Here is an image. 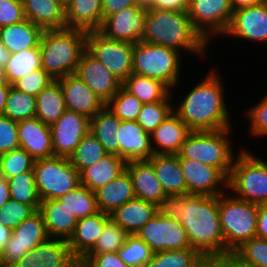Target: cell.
<instances>
[{"label": "cell", "mask_w": 267, "mask_h": 267, "mask_svg": "<svg viewBox=\"0 0 267 267\" xmlns=\"http://www.w3.org/2000/svg\"><path fill=\"white\" fill-rule=\"evenodd\" d=\"M192 250L201 259L225 258V238L219 219V196L186 194L179 220Z\"/></svg>", "instance_id": "cell-1"}, {"label": "cell", "mask_w": 267, "mask_h": 267, "mask_svg": "<svg viewBox=\"0 0 267 267\" xmlns=\"http://www.w3.org/2000/svg\"><path fill=\"white\" fill-rule=\"evenodd\" d=\"M136 235L166 267H187L201 258L192 250L182 223L158 212Z\"/></svg>", "instance_id": "cell-3"}, {"label": "cell", "mask_w": 267, "mask_h": 267, "mask_svg": "<svg viewBox=\"0 0 267 267\" xmlns=\"http://www.w3.org/2000/svg\"><path fill=\"white\" fill-rule=\"evenodd\" d=\"M10 199L11 196L8 180L0 175V208Z\"/></svg>", "instance_id": "cell-59"}, {"label": "cell", "mask_w": 267, "mask_h": 267, "mask_svg": "<svg viewBox=\"0 0 267 267\" xmlns=\"http://www.w3.org/2000/svg\"><path fill=\"white\" fill-rule=\"evenodd\" d=\"M231 258L239 267H267V240L254 237L236 249Z\"/></svg>", "instance_id": "cell-41"}, {"label": "cell", "mask_w": 267, "mask_h": 267, "mask_svg": "<svg viewBox=\"0 0 267 267\" xmlns=\"http://www.w3.org/2000/svg\"><path fill=\"white\" fill-rule=\"evenodd\" d=\"M10 55L11 53L5 48L0 36V67L4 68L10 58Z\"/></svg>", "instance_id": "cell-63"}, {"label": "cell", "mask_w": 267, "mask_h": 267, "mask_svg": "<svg viewBox=\"0 0 267 267\" xmlns=\"http://www.w3.org/2000/svg\"><path fill=\"white\" fill-rule=\"evenodd\" d=\"M102 24V0H72L66 6V28L90 32L100 30Z\"/></svg>", "instance_id": "cell-30"}, {"label": "cell", "mask_w": 267, "mask_h": 267, "mask_svg": "<svg viewBox=\"0 0 267 267\" xmlns=\"http://www.w3.org/2000/svg\"><path fill=\"white\" fill-rule=\"evenodd\" d=\"M126 170L132 179L135 197L158 205L166 195L148 160L129 161Z\"/></svg>", "instance_id": "cell-23"}, {"label": "cell", "mask_w": 267, "mask_h": 267, "mask_svg": "<svg viewBox=\"0 0 267 267\" xmlns=\"http://www.w3.org/2000/svg\"><path fill=\"white\" fill-rule=\"evenodd\" d=\"M252 135L267 136V95L248 112Z\"/></svg>", "instance_id": "cell-53"}, {"label": "cell", "mask_w": 267, "mask_h": 267, "mask_svg": "<svg viewBox=\"0 0 267 267\" xmlns=\"http://www.w3.org/2000/svg\"><path fill=\"white\" fill-rule=\"evenodd\" d=\"M54 156L69 158L81 139L90 130V119L66 109L64 114L50 125Z\"/></svg>", "instance_id": "cell-14"}, {"label": "cell", "mask_w": 267, "mask_h": 267, "mask_svg": "<svg viewBox=\"0 0 267 267\" xmlns=\"http://www.w3.org/2000/svg\"><path fill=\"white\" fill-rule=\"evenodd\" d=\"M36 118L42 123L52 125L65 112L63 92L58 80H54L36 96Z\"/></svg>", "instance_id": "cell-34"}, {"label": "cell", "mask_w": 267, "mask_h": 267, "mask_svg": "<svg viewBox=\"0 0 267 267\" xmlns=\"http://www.w3.org/2000/svg\"><path fill=\"white\" fill-rule=\"evenodd\" d=\"M19 147L35 160L54 156L50 126L38 118L17 121Z\"/></svg>", "instance_id": "cell-22"}, {"label": "cell", "mask_w": 267, "mask_h": 267, "mask_svg": "<svg viewBox=\"0 0 267 267\" xmlns=\"http://www.w3.org/2000/svg\"><path fill=\"white\" fill-rule=\"evenodd\" d=\"M131 6H137L136 0H102L103 21L108 16Z\"/></svg>", "instance_id": "cell-55"}, {"label": "cell", "mask_w": 267, "mask_h": 267, "mask_svg": "<svg viewBox=\"0 0 267 267\" xmlns=\"http://www.w3.org/2000/svg\"><path fill=\"white\" fill-rule=\"evenodd\" d=\"M143 103L123 86L106 103V107L121 121H137Z\"/></svg>", "instance_id": "cell-45"}, {"label": "cell", "mask_w": 267, "mask_h": 267, "mask_svg": "<svg viewBox=\"0 0 267 267\" xmlns=\"http://www.w3.org/2000/svg\"><path fill=\"white\" fill-rule=\"evenodd\" d=\"M230 128L213 131H191L178 154L179 158L197 160L218 168L227 178L234 162L228 137Z\"/></svg>", "instance_id": "cell-7"}, {"label": "cell", "mask_w": 267, "mask_h": 267, "mask_svg": "<svg viewBox=\"0 0 267 267\" xmlns=\"http://www.w3.org/2000/svg\"><path fill=\"white\" fill-rule=\"evenodd\" d=\"M190 0H153L150 9L187 11Z\"/></svg>", "instance_id": "cell-56"}, {"label": "cell", "mask_w": 267, "mask_h": 267, "mask_svg": "<svg viewBox=\"0 0 267 267\" xmlns=\"http://www.w3.org/2000/svg\"><path fill=\"white\" fill-rule=\"evenodd\" d=\"M57 80L63 92L66 109L91 119L106 106L75 73Z\"/></svg>", "instance_id": "cell-19"}, {"label": "cell", "mask_w": 267, "mask_h": 267, "mask_svg": "<svg viewBox=\"0 0 267 267\" xmlns=\"http://www.w3.org/2000/svg\"><path fill=\"white\" fill-rule=\"evenodd\" d=\"M12 235V230L0 223V249L3 250Z\"/></svg>", "instance_id": "cell-62"}, {"label": "cell", "mask_w": 267, "mask_h": 267, "mask_svg": "<svg viewBox=\"0 0 267 267\" xmlns=\"http://www.w3.org/2000/svg\"><path fill=\"white\" fill-rule=\"evenodd\" d=\"M137 6L146 8V9H150L153 0H136Z\"/></svg>", "instance_id": "cell-64"}, {"label": "cell", "mask_w": 267, "mask_h": 267, "mask_svg": "<svg viewBox=\"0 0 267 267\" xmlns=\"http://www.w3.org/2000/svg\"><path fill=\"white\" fill-rule=\"evenodd\" d=\"M110 214L98 212L94 215L78 219L73 235L68 243L72 254L82 259L97 243Z\"/></svg>", "instance_id": "cell-26"}, {"label": "cell", "mask_w": 267, "mask_h": 267, "mask_svg": "<svg viewBox=\"0 0 267 267\" xmlns=\"http://www.w3.org/2000/svg\"><path fill=\"white\" fill-rule=\"evenodd\" d=\"M115 134L119 141V157L126 162L149 160L154 155L151 134L137 121H121Z\"/></svg>", "instance_id": "cell-21"}, {"label": "cell", "mask_w": 267, "mask_h": 267, "mask_svg": "<svg viewBox=\"0 0 267 267\" xmlns=\"http://www.w3.org/2000/svg\"><path fill=\"white\" fill-rule=\"evenodd\" d=\"M180 52L140 41L134 44L132 73L164 83L169 89L179 82Z\"/></svg>", "instance_id": "cell-8"}, {"label": "cell", "mask_w": 267, "mask_h": 267, "mask_svg": "<svg viewBox=\"0 0 267 267\" xmlns=\"http://www.w3.org/2000/svg\"><path fill=\"white\" fill-rule=\"evenodd\" d=\"M7 180L11 199L32 205L36 210H39L42 201L36 187L33 170L19 173Z\"/></svg>", "instance_id": "cell-39"}, {"label": "cell", "mask_w": 267, "mask_h": 267, "mask_svg": "<svg viewBox=\"0 0 267 267\" xmlns=\"http://www.w3.org/2000/svg\"><path fill=\"white\" fill-rule=\"evenodd\" d=\"M53 81L54 79L43 69H36L15 81L12 84V87L16 90L36 97Z\"/></svg>", "instance_id": "cell-49"}, {"label": "cell", "mask_w": 267, "mask_h": 267, "mask_svg": "<svg viewBox=\"0 0 267 267\" xmlns=\"http://www.w3.org/2000/svg\"><path fill=\"white\" fill-rule=\"evenodd\" d=\"M190 267H239L231 258L200 259Z\"/></svg>", "instance_id": "cell-57"}, {"label": "cell", "mask_w": 267, "mask_h": 267, "mask_svg": "<svg viewBox=\"0 0 267 267\" xmlns=\"http://www.w3.org/2000/svg\"><path fill=\"white\" fill-rule=\"evenodd\" d=\"M122 86L142 103H153L165 100L171 93L162 82L132 73Z\"/></svg>", "instance_id": "cell-36"}, {"label": "cell", "mask_w": 267, "mask_h": 267, "mask_svg": "<svg viewBox=\"0 0 267 267\" xmlns=\"http://www.w3.org/2000/svg\"><path fill=\"white\" fill-rule=\"evenodd\" d=\"M25 19L23 2L0 0V27L16 24Z\"/></svg>", "instance_id": "cell-51"}, {"label": "cell", "mask_w": 267, "mask_h": 267, "mask_svg": "<svg viewBox=\"0 0 267 267\" xmlns=\"http://www.w3.org/2000/svg\"><path fill=\"white\" fill-rule=\"evenodd\" d=\"M236 159L227 187L240 199L255 204L267 203V163L245 149Z\"/></svg>", "instance_id": "cell-9"}, {"label": "cell", "mask_w": 267, "mask_h": 267, "mask_svg": "<svg viewBox=\"0 0 267 267\" xmlns=\"http://www.w3.org/2000/svg\"><path fill=\"white\" fill-rule=\"evenodd\" d=\"M262 3L265 5V7L267 9V0H263Z\"/></svg>", "instance_id": "cell-69"}, {"label": "cell", "mask_w": 267, "mask_h": 267, "mask_svg": "<svg viewBox=\"0 0 267 267\" xmlns=\"http://www.w3.org/2000/svg\"><path fill=\"white\" fill-rule=\"evenodd\" d=\"M157 212L156 204L135 198L116 208L110 213V218L129 235H133Z\"/></svg>", "instance_id": "cell-28"}, {"label": "cell", "mask_w": 267, "mask_h": 267, "mask_svg": "<svg viewBox=\"0 0 267 267\" xmlns=\"http://www.w3.org/2000/svg\"><path fill=\"white\" fill-rule=\"evenodd\" d=\"M86 263L89 267H129L117 252L95 254Z\"/></svg>", "instance_id": "cell-54"}, {"label": "cell", "mask_w": 267, "mask_h": 267, "mask_svg": "<svg viewBox=\"0 0 267 267\" xmlns=\"http://www.w3.org/2000/svg\"><path fill=\"white\" fill-rule=\"evenodd\" d=\"M190 132L188 126L172 112L151 133V143H157L160 147L152 145L154 154L178 155Z\"/></svg>", "instance_id": "cell-24"}, {"label": "cell", "mask_w": 267, "mask_h": 267, "mask_svg": "<svg viewBox=\"0 0 267 267\" xmlns=\"http://www.w3.org/2000/svg\"><path fill=\"white\" fill-rule=\"evenodd\" d=\"M256 237L267 240V203L258 204Z\"/></svg>", "instance_id": "cell-58"}, {"label": "cell", "mask_w": 267, "mask_h": 267, "mask_svg": "<svg viewBox=\"0 0 267 267\" xmlns=\"http://www.w3.org/2000/svg\"><path fill=\"white\" fill-rule=\"evenodd\" d=\"M12 87L9 83L0 84V115H3L5 104L7 102V96Z\"/></svg>", "instance_id": "cell-60"}, {"label": "cell", "mask_w": 267, "mask_h": 267, "mask_svg": "<svg viewBox=\"0 0 267 267\" xmlns=\"http://www.w3.org/2000/svg\"><path fill=\"white\" fill-rule=\"evenodd\" d=\"M128 235L124 229L110 218L106 222L97 243L81 260L86 263L95 254L117 252L124 245Z\"/></svg>", "instance_id": "cell-44"}, {"label": "cell", "mask_w": 267, "mask_h": 267, "mask_svg": "<svg viewBox=\"0 0 267 267\" xmlns=\"http://www.w3.org/2000/svg\"><path fill=\"white\" fill-rule=\"evenodd\" d=\"M108 153L103 145L89 131L77 145L74 153L69 157L71 164L81 173L85 168L98 162Z\"/></svg>", "instance_id": "cell-40"}, {"label": "cell", "mask_w": 267, "mask_h": 267, "mask_svg": "<svg viewBox=\"0 0 267 267\" xmlns=\"http://www.w3.org/2000/svg\"><path fill=\"white\" fill-rule=\"evenodd\" d=\"M171 94L163 101L143 103L137 122L151 134L173 111Z\"/></svg>", "instance_id": "cell-46"}, {"label": "cell", "mask_w": 267, "mask_h": 267, "mask_svg": "<svg viewBox=\"0 0 267 267\" xmlns=\"http://www.w3.org/2000/svg\"><path fill=\"white\" fill-rule=\"evenodd\" d=\"M227 35L249 41L267 42V9L263 3L233 12Z\"/></svg>", "instance_id": "cell-20"}, {"label": "cell", "mask_w": 267, "mask_h": 267, "mask_svg": "<svg viewBox=\"0 0 267 267\" xmlns=\"http://www.w3.org/2000/svg\"><path fill=\"white\" fill-rule=\"evenodd\" d=\"M75 74L105 103L122 87V82L87 50L82 53Z\"/></svg>", "instance_id": "cell-17"}, {"label": "cell", "mask_w": 267, "mask_h": 267, "mask_svg": "<svg viewBox=\"0 0 267 267\" xmlns=\"http://www.w3.org/2000/svg\"><path fill=\"white\" fill-rule=\"evenodd\" d=\"M72 0H59V2L64 6H68V4L71 2Z\"/></svg>", "instance_id": "cell-68"}, {"label": "cell", "mask_w": 267, "mask_h": 267, "mask_svg": "<svg viewBox=\"0 0 267 267\" xmlns=\"http://www.w3.org/2000/svg\"><path fill=\"white\" fill-rule=\"evenodd\" d=\"M44 30L28 19L0 27V36L5 48L11 54L39 47Z\"/></svg>", "instance_id": "cell-32"}, {"label": "cell", "mask_w": 267, "mask_h": 267, "mask_svg": "<svg viewBox=\"0 0 267 267\" xmlns=\"http://www.w3.org/2000/svg\"><path fill=\"white\" fill-rule=\"evenodd\" d=\"M0 267H6L3 261V253L1 249H0Z\"/></svg>", "instance_id": "cell-67"}, {"label": "cell", "mask_w": 267, "mask_h": 267, "mask_svg": "<svg viewBox=\"0 0 267 267\" xmlns=\"http://www.w3.org/2000/svg\"><path fill=\"white\" fill-rule=\"evenodd\" d=\"M39 211L43 215L49 238L69 240L75 231L77 217L59 199L42 201Z\"/></svg>", "instance_id": "cell-25"}, {"label": "cell", "mask_w": 267, "mask_h": 267, "mask_svg": "<svg viewBox=\"0 0 267 267\" xmlns=\"http://www.w3.org/2000/svg\"><path fill=\"white\" fill-rule=\"evenodd\" d=\"M225 195H219V219L225 238V258H228L244 242L256 237L258 204Z\"/></svg>", "instance_id": "cell-6"}, {"label": "cell", "mask_w": 267, "mask_h": 267, "mask_svg": "<svg viewBox=\"0 0 267 267\" xmlns=\"http://www.w3.org/2000/svg\"><path fill=\"white\" fill-rule=\"evenodd\" d=\"M186 207V194H166L157 205L162 216L181 219V210Z\"/></svg>", "instance_id": "cell-52"}, {"label": "cell", "mask_w": 267, "mask_h": 267, "mask_svg": "<svg viewBox=\"0 0 267 267\" xmlns=\"http://www.w3.org/2000/svg\"><path fill=\"white\" fill-rule=\"evenodd\" d=\"M121 120L105 106L90 119V132L103 145L108 154L119 156V141L116 131Z\"/></svg>", "instance_id": "cell-35"}, {"label": "cell", "mask_w": 267, "mask_h": 267, "mask_svg": "<svg viewBox=\"0 0 267 267\" xmlns=\"http://www.w3.org/2000/svg\"><path fill=\"white\" fill-rule=\"evenodd\" d=\"M134 44L110 39L99 30L87 32L86 50L122 83L132 74Z\"/></svg>", "instance_id": "cell-11"}, {"label": "cell", "mask_w": 267, "mask_h": 267, "mask_svg": "<svg viewBox=\"0 0 267 267\" xmlns=\"http://www.w3.org/2000/svg\"><path fill=\"white\" fill-rule=\"evenodd\" d=\"M35 159L22 148L0 154V175L9 179L19 173L33 170Z\"/></svg>", "instance_id": "cell-47"}, {"label": "cell", "mask_w": 267, "mask_h": 267, "mask_svg": "<svg viewBox=\"0 0 267 267\" xmlns=\"http://www.w3.org/2000/svg\"><path fill=\"white\" fill-rule=\"evenodd\" d=\"M233 12L231 0H190L187 9L194 28L207 42L214 34L226 33Z\"/></svg>", "instance_id": "cell-12"}, {"label": "cell", "mask_w": 267, "mask_h": 267, "mask_svg": "<svg viewBox=\"0 0 267 267\" xmlns=\"http://www.w3.org/2000/svg\"><path fill=\"white\" fill-rule=\"evenodd\" d=\"M165 194H187V184L178 155L154 154L148 160Z\"/></svg>", "instance_id": "cell-31"}, {"label": "cell", "mask_w": 267, "mask_h": 267, "mask_svg": "<svg viewBox=\"0 0 267 267\" xmlns=\"http://www.w3.org/2000/svg\"><path fill=\"white\" fill-rule=\"evenodd\" d=\"M77 260L71 252L68 240L48 238L28 251L12 267H71Z\"/></svg>", "instance_id": "cell-18"}, {"label": "cell", "mask_w": 267, "mask_h": 267, "mask_svg": "<svg viewBox=\"0 0 267 267\" xmlns=\"http://www.w3.org/2000/svg\"><path fill=\"white\" fill-rule=\"evenodd\" d=\"M220 78L210 72L196 85L173 112L191 131H213L230 128Z\"/></svg>", "instance_id": "cell-2"}, {"label": "cell", "mask_w": 267, "mask_h": 267, "mask_svg": "<svg viewBox=\"0 0 267 267\" xmlns=\"http://www.w3.org/2000/svg\"><path fill=\"white\" fill-rule=\"evenodd\" d=\"M6 78H5V72L2 67H0V84L6 83Z\"/></svg>", "instance_id": "cell-66"}, {"label": "cell", "mask_w": 267, "mask_h": 267, "mask_svg": "<svg viewBox=\"0 0 267 267\" xmlns=\"http://www.w3.org/2000/svg\"><path fill=\"white\" fill-rule=\"evenodd\" d=\"M86 36L80 29L44 30L39 44L42 69L54 80L76 73Z\"/></svg>", "instance_id": "cell-5"}, {"label": "cell", "mask_w": 267, "mask_h": 267, "mask_svg": "<svg viewBox=\"0 0 267 267\" xmlns=\"http://www.w3.org/2000/svg\"><path fill=\"white\" fill-rule=\"evenodd\" d=\"M33 171L41 201L59 199L80 185V173L66 157L35 160Z\"/></svg>", "instance_id": "cell-10"}, {"label": "cell", "mask_w": 267, "mask_h": 267, "mask_svg": "<svg viewBox=\"0 0 267 267\" xmlns=\"http://www.w3.org/2000/svg\"><path fill=\"white\" fill-rule=\"evenodd\" d=\"M126 164L127 162L121 157L108 154L80 173V185L95 191L124 172Z\"/></svg>", "instance_id": "cell-33"}, {"label": "cell", "mask_w": 267, "mask_h": 267, "mask_svg": "<svg viewBox=\"0 0 267 267\" xmlns=\"http://www.w3.org/2000/svg\"><path fill=\"white\" fill-rule=\"evenodd\" d=\"M141 41L177 51L187 49L199 56L204 55L209 44L194 28L187 11L160 9H148Z\"/></svg>", "instance_id": "cell-4"}, {"label": "cell", "mask_w": 267, "mask_h": 267, "mask_svg": "<svg viewBox=\"0 0 267 267\" xmlns=\"http://www.w3.org/2000/svg\"><path fill=\"white\" fill-rule=\"evenodd\" d=\"M64 205L74 213L77 219L85 218L99 212L95 193L79 185L75 190L59 198Z\"/></svg>", "instance_id": "cell-42"}, {"label": "cell", "mask_w": 267, "mask_h": 267, "mask_svg": "<svg viewBox=\"0 0 267 267\" xmlns=\"http://www.w3.org/2000/svg\"><path fill=\"white\" fill-rule=\"evenodd\" d=\"M262 1L263 0H231V5L233 11H235L241 8L258 5L262 3Z\"/></svg>", "instance_id": "cell-61"}, {"label": "cell", "mask_w": 267, "mask_h": 267, "mask_svg": "<svg viewBox=\"0 0 267 267\" xmlns=\"http://www.w3.org/2000/svg\"><path fill=\"white\" fill-rule=\"evenodd\" d=\"M37 210L28 204L10 199L0 208V223L13 230L23 220L29 218Z\"/></svg>", "instance_id": "cell-48"}, {"label": "cell", "mask_w": 267, "mask_h": 267, "mask_svg": "<svg viewBox=\"0 0 267 267\" xmlns=\"http://www.w3.org/2000/svg\"><path fill=\"white\" fill-rule=\"evenodd\" d=\"M94 193L99 211L106 214L136 198L132 179L127 170L113 181L96 189Z\"/></svg>", "instance_id": "cell-29"}, {"label": "cell", "mask_w": 267, "mask_h": 267, "mask_svg": "<svg viewBox=\"0 0 267 267\" xmlns=\"http://www.w3.org/2000/svg\"><path fill=\"white\" fill-rule=\"evenodd\" d=\"M71 267H89V265L81 259H78Z\"/></svg>", "instance_id": "cell-65"}, {"label": "cell", "mask_w": 267, "mask_h": 267, "mask_svg": "<svg viewBox=\"0 0 267 267\" xmlns=\"http://www.w3.org/2000/svg\"><path fill=\"white\" fill-rule=\"evenodd\" d=\"M147 11L140 6L124 8L108 16L99 31L110 39L138 43L145 31Z\"/></svg>", "instance_id": "cell-15"}, {"label": "cell", "mask_w": 267, "mask_h": 267, "mask_svg": "<svg viewBox=\"0 0 267 267\" xmlns=\"http://www.w3.org/2000/svg\"><path fill=\"white\" fill-rule=\"evenodd\" d=\"M36 97L11 87L3 115L14 121L36 117Z\"/></svg>", "instance_id": "cell-43"}, {"label": "cell", "mask_w": 267, "mask_h": 267, "mask_svg": "<svg viewBox=\"0 0 267 267\" xmlns=\"http://www.w3.org/2000/svg\"><path fill=\"white\" fill-rule=\"evenodd\" d=\"M3 69L6 81L11 85L29 72L42 69L40 47L11 54Z\"/></svg>", "instance_id": "cell-38"}, {"label": "cell", "mask_w": 267, "mask_h": 267, "mask_svg": "<svg viewBox=\"0 0 267 267\" xmlns=\"http://www.w3.org/2000/svg\"><path fill=\"white\" fill-rule=\"evenodd\" d=\"M42 213L37 210L12 230V235L2 250L6 267H12L28 251L48 239Z\"/></svg>", "instance_id": "cell-13"}, {"label": "cell", "mask_w": 267, "mask_h": 267, "mask_svg": "<svg viewBox=\"0 0 267 267\" xmlns=\"http://www.w3.org/2000/svg\"><path fill=\"white\" fill-rule=\"evenodd\" d=\"M25 18L43 30L66 28V7L59 0H24Z\"/></svg>", "instance_id": "cell-27"}, {"label": "cell", "mask_w": 267, "mask_h": 267, "mask_svg": "<svg viewBox=\"0 0 267 267\" xmlns=\"http://www.w3.org/2000/svg\"><path fill=\"white\" fill-rule=\"evenodd\" d=\"M117 254L129 267H166L136 234L126 237Z\"/></svg>", "instance_id": "cell-37"}, {"label": "cell", "mask_w": 267, "mask_h": 267, "mask_svg": "<svg viewBox=\"0 0 267 267\" xmlns=\"http://www.w3.org/2000/svg\"><path fill=\"white\" fill-rule=\"evenodd\" d=\"M179 162L187 184V194L219 196L225 192L217 186H228V178L218 168L188 158H179Z\"/></svg>", "instance_id": "cell-16"}, {"label": "cell", "mask_w": 267, "mask_h": 267, "mask_svg": "<svg viewBox=\"0 0 267 267\" xmlns=\"http://www.w3.org/2000/svg\"><path fill=\"white\" fill-rule=\"evenodd\" d=\"M17 121L0 115V154L19 148Z\"/></svg>", "instance_id": "cell-50"}]
</instances>
